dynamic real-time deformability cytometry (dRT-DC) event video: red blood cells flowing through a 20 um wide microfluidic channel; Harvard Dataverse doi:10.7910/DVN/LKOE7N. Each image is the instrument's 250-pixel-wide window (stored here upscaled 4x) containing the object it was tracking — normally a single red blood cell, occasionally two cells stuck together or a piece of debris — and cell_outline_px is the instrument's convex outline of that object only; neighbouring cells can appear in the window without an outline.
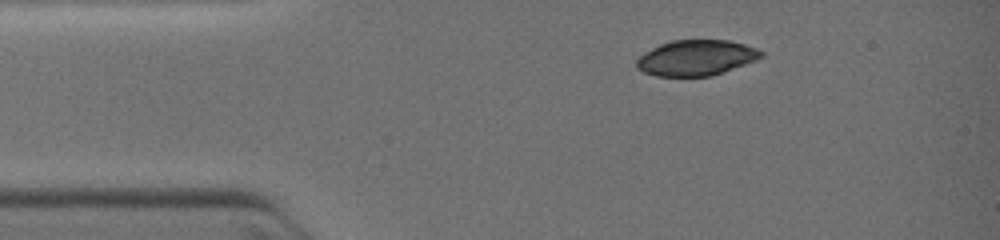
{"species": "common noctule bat (a hibernating species)", "species_latin": "Nyctalus noctula", "temperature_condition": "warm", "stored_images_in_passage": 3, "camera_frame_rate_fps": 3000, "um_per_image_px": 0.085, "animal": {"sex": "female", "body_mass_g": 19.0, "forearm_length_mm": 51.5}, "frame": {"image": 1, "passage_image": 1, "time_ms": 0.0, "image_size_px": [1000, 240], "cell_outline_px": [[764, 56], [756, 60], [712, 76], [656, 76], [644, 72], [636, 68], [636, 60], [644, 52], [660, 44], [672, 40], [728, 40], [744, 44], [756, 48], [764, 52]], "centroid_in_image_um": [59.17, 4.91], "position_along_channel_um": 25.8, "area_um2": 25.84}}